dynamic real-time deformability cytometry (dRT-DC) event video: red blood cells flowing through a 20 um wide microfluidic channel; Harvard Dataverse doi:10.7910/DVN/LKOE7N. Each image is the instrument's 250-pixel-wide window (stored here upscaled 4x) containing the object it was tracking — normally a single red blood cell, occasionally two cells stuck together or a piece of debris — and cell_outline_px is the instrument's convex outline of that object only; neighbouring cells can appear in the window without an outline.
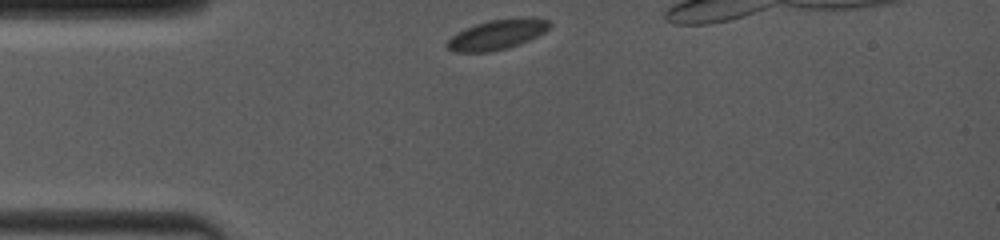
{"species": "common noctule bat (a hibernating species)", "species_latin": "Nyctalus noctula", "temperature_condition": "room temperature", "stored_images_in_passage": 40, "camera_frame_rate_fps": 4000, "um_per_image_px": 0.085, "animal": {"sex": "female", "body_mass_g": 19.0, "forearm_length_mm": 53.3}, "frame": {"image": 1, "passage_image": 1, "time_ms": 0.0, "image_size_px": [1000, 240], "cell_outline_px": [[552, 24], [544, 32], [520, 44], [508, 48], [492, 52], [456, 52], [448, 48], [444, 44], [456, 32], [464, 28], [488, 20], [516, 16], [532, 16], [548, 20]], "centroid_in_image_um": [42.27, 2.91], "position_along_channel_um": 42.7, "area_um2": 18.32}}
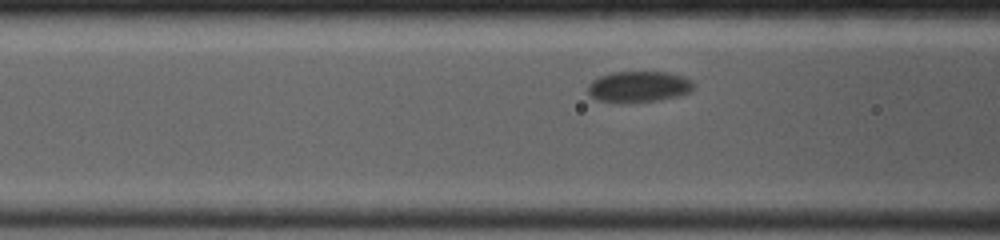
{"frame": {"image": 2, "passage_image": 13, "time_ms": 2.5, "image_size_px": [1000, 240], "cell_outline_px": [[692, 88], [688, 92], [676, 96], [656, 100], [620, 104], [596, 100], [588, 92], [588, 84], [592, 80], [600, 76], [612, 72], [668, 72], [680, 76], [688, 80], [692, 84]], "centroid_in_image_um": [54.19, 7.38], "position_along_channel_um": 112.4, "area_um2": 18.96}}
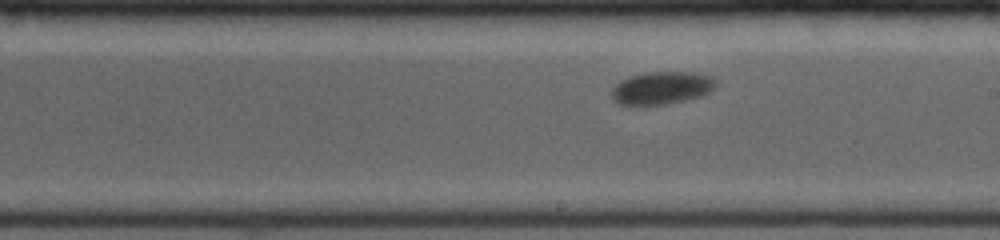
{"frame": {"image": 3, "passage_image": 35, "time_ms": 5.75, "image_size_px": [1000, 240], "cell_outline_px": [[716, 84], [708, 92], [700, 96], [684, 100], [664, 104], [620, 104], [612, 100], [612, 88], [620, 80], [628, 76], [644, 72], [692, 72], [708, 76], [716, 80]], "centroid_in_image_um": [56.19, 7.45], "position_along_channel_um": 232.8, "area_um2": 19.59}}